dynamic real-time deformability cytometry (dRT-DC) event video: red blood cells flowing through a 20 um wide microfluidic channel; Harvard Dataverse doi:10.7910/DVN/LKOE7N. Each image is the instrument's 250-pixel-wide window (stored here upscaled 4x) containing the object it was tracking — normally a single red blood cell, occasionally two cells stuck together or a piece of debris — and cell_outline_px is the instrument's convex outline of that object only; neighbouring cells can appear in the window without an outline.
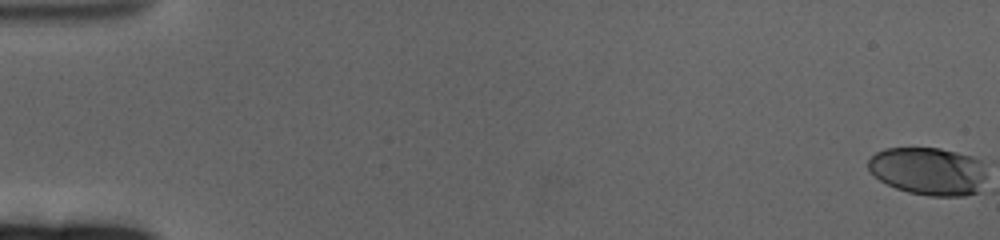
{"species": "human", "species_latin": "Homo sapiens", "temperature_condition": "cold", "stored_images_in_passage": 64, "camera_frame_rate_fps": 3000, "um_per_image_px": 0.085, "donor": {"sex": "female"}, "frame": {"image": 1, "passage_image": 1, "time_ms": 0.0, "image_size_px": [1000, 240], "cell_outline_px": [[984, 176], [976, 192], [964, 196], [928, 196], [908, 192], [896, 188], [880, 180], [868, 168], [868, 160], [876, 152], [884, 148], [940, 148], [972, 156], [980, 160]], "centroid_in_image_um": [78.87, 14.54], "position_along_channel_um": 6.1, "area_um2": 32.6}}
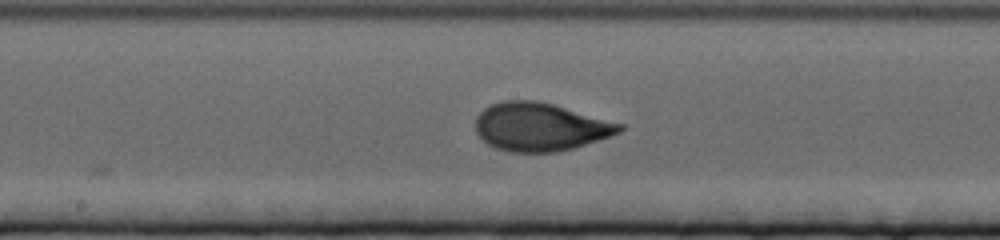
{"frame": {"image": 2, "passage_image": 35, "time_ms": 11.333, "image_size_px": [1000, 240], "cell_outline_px": [[624, 128], [620, 132], [572, 148], [556, 152], [508, 152], [496, 148], [488, 144], [476, 132], [476, 116], [484, 108], [492, 104], [504, 100], [536, 100], [552, 104], [624, 124]], "centroid_in_image_um": [45.88, 10.78], "position_along_channel_um": 202.3, "area_um2": 40.11}}
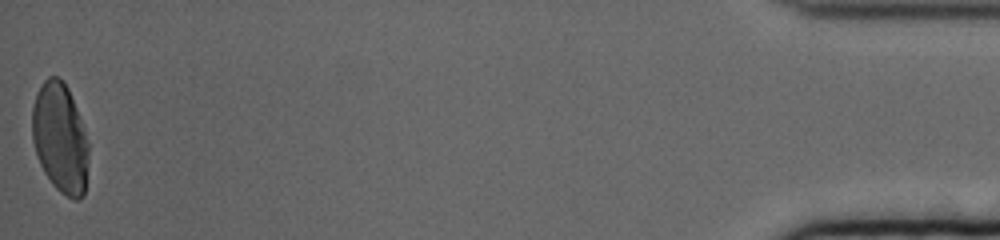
{"frame": {"image": 3, "passage_image": 64, "time_ms": 21.0, "image_size_px": [1000, 240], "cell_outline_px": [[88, 160], [84, 196], [80, 200], [72, 200], [60, 192], [52, 184], [44, 172], [36, 156], [32, 140], [32, 108], [36, 92], [44, 80], [48, 76], [60, 76], [68, 88], [76, 108], [88, 144]], "centroid_in_image_um": [5.09, 11.75], "position_along_channel_um": 430.1, "area_um2": 36.3}, "authors_computed_cell_mechanics": {"area_um2": 38.3503, "velocity_mm_per_s": 3.272, "shape_relaxation_time_tau1_ms": 5.226, "shape_relaxation_time_tau2_ms": null, "deformation_change_tau1": 0.1968, "deformation_change_tau2": null}}